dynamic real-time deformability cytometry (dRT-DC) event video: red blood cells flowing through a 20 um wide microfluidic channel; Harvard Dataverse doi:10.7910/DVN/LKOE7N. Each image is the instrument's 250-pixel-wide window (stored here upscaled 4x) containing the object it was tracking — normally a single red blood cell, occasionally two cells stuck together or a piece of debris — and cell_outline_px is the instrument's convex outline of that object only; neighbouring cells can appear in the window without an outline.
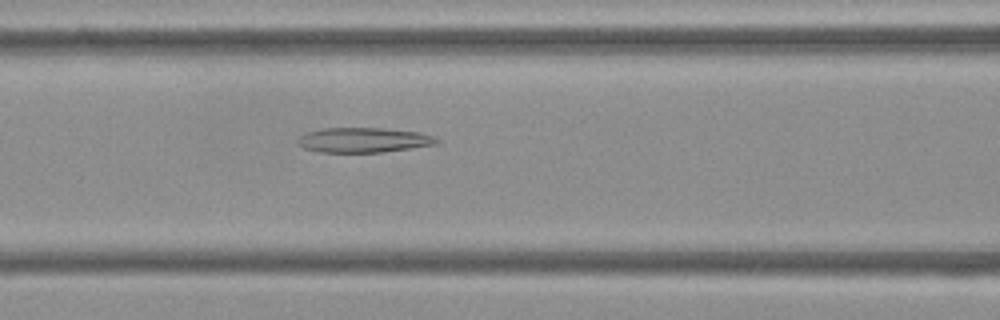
{"species": "Egyptian fruit bat (a non-hibernating species)", "species_latin": "Rousettus aegyptiacus", "temperature_condition": "cold", "stored_images_in_passage": 53, "camera_frame_rate_fps": 3000, "um_per_image_px": 0.085, "frame": {"image": 1, "passage_image": 22, "time_ms": 7.0, "image_size_px": [1000, 320], "cell_outline_px": [[440, 140], [436, 144], [380, 152], [320, 152], [304, 148], [296, 140], [300, 136], [308, 132], [324, 128], [384, 128], [420, 132], [436, 136]], "centroid_in_image_um": [30.93, 11.89], "position_along_channel_um": 135.7, "area_um2": 20.0}}
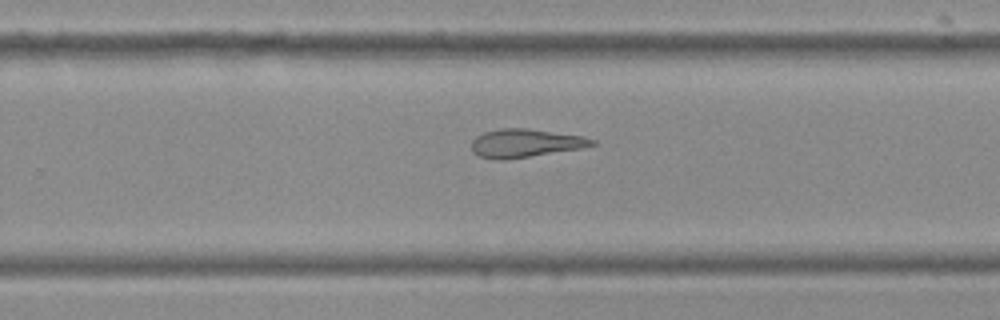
{"frame": {"image": 2, "passage_image": 34, "time_ms": 11.0, "image_size_px": [1000, 320], "cell_outline_px": [[596, 144], [580, 148], [508, 160], [492, 160], [480, 156], [472, 152], [472, 140], [476, 136], [484, 132], [500, 128], [524, 128], [584, 136], [596, 140]], "centroid_in_image_um": [44.61, 12.17], "position_along_channel_um": 285.2, "area_um2": 19.94}}
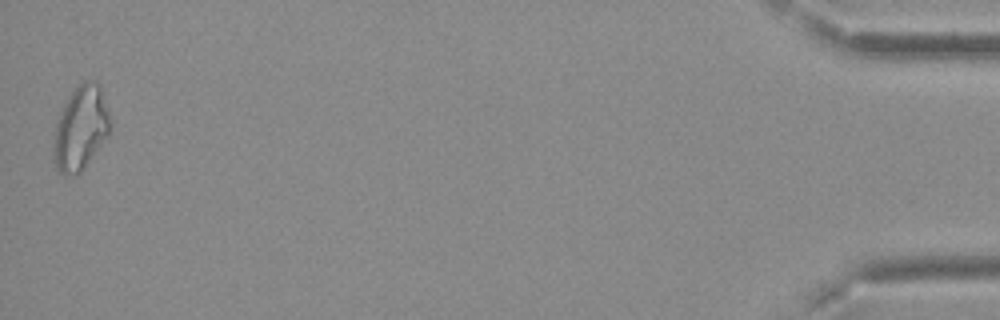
{"frame": {"image": 3, "passage_image": 53, "time_ms": 17.333, "image_size_px": [1000, 320], "cell_outline_px": [[108, 136], [80, 172], [56, 172], [52, 160], [52, 152], [56, 120], [68, 96], [84, 80], [96, 80], [100, 84], [108, 112]], "centroid_in_image_um": [6.81, 10.86], "position_along_channel_um": 428.4, "area_um2": 27.34}, "authors_computed_cell_mechanics": {"area_um2": 23.8136, "velocity_mm_per_s": 3.7425, "shape_relaxation_time_tau1_ms": null, "shape_relaxation_time_tau2_ms": 4.2264, "deformation_change_tau1": null, "deformation_change_tau2": 0.1521}}